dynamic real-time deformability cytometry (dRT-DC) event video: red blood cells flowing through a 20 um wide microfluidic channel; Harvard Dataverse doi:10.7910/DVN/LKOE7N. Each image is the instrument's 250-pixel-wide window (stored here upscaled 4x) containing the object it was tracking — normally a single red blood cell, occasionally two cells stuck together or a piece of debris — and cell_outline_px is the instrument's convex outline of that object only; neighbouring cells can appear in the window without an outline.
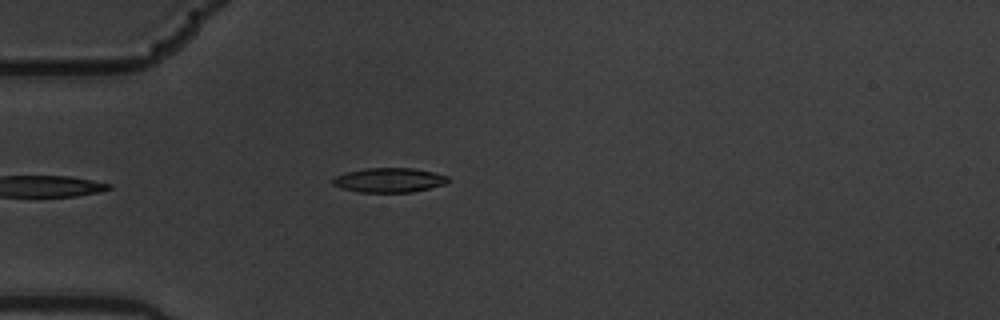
{"species": "common noctule bat (a hibernating species)", "species_latin": "Nyctalus noctula", "temperature_condition": "warm", "stored_images_in_passage": 5, "camera_frame_rate_fps": 3000, "um_per_image_px": 0.085, "animal": {"sex": "male", "body_mass_g": 19.5, "forearm_length_mm": 54.6}, "frame": {"image": 1, "passage_image": 5, "time_ms": 1.333, "image_size_px": [1000, 320], "cell_outline_px": [[448, 180], [444, 184], [412, 192], [360, 192], [344, 188], [332, 184], [332, 180], [336, 176], [344, 172], [364, 168], [412, 168], [432, 172], [448, 176]], "centroid_in_image_um": [33.05, 15.3], "position_along_channel_um": 52.0, "area_um2": 16.24}}